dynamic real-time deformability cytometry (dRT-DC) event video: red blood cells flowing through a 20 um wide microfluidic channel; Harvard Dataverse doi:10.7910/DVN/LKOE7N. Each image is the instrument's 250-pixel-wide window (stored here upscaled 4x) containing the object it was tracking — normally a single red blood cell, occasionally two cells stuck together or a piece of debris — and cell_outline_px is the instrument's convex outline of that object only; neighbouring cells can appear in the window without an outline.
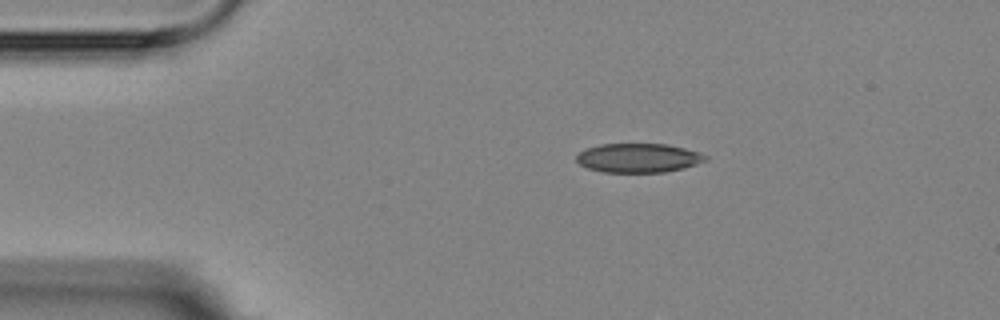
{"species": "Egyptian fruit bat (a non-hibernating species)", "species_latin": "Rousettus aegyptiacus", "temperature_condition": "room temperature", "stored_images_in_passage": 4, "camera_frame_rate_fps": 3000, "um_per_image_px": 0.085, "animal": {"sex": "female"}, "frame": {"image": 1, "passage_image": 4, "time_ms": 4.333, "image_size_px": [1000, 320], "cell_outline_px": [[708, 160], [684, 168], [664, 172], [604, 172], [588, 168], [580, 164], [576, 160], [576, 156], [580, 152], [588, 148], [600, 144], [668, 144], [700, 152], [708, 156]], "centroid_in_image_um": [54.3, 13.42], "position_along_channel_um": 30.7, "area_um2": 21.85}}